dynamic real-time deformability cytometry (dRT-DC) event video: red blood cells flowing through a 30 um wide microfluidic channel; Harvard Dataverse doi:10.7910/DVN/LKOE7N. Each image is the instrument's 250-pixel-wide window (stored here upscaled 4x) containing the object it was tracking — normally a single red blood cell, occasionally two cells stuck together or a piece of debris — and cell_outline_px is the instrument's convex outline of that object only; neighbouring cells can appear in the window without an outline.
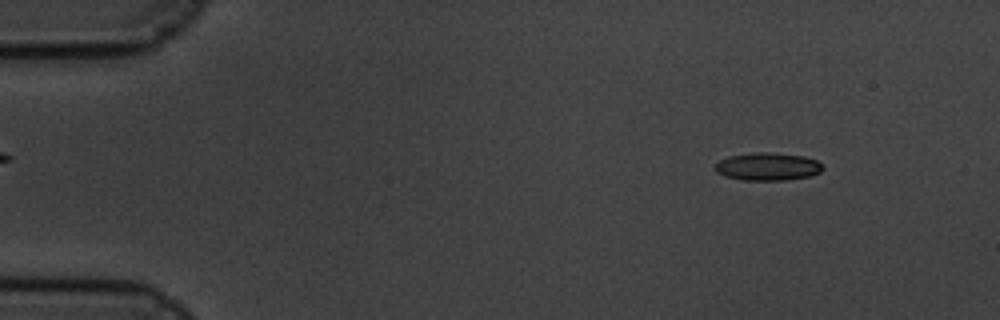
{"species": "common noctule bat (a hibernating species)", "species_latin": "Nyctalus noctula", "temperature_condition": "cold", "stored_images_in_passage": 61, "segment_of_instrument_passage": [1, 2], "camera_frame_rate_fps": 3000, "um_per_image_px": 0.085, "animal": {"sex": "male", "body_mass_g": 19.5, "forearm_length_mm": 54.6}, "frame": {"image": 1, "passage_image": 7, "time_ms": 2.0, "image_size_px": [1000, 320], "cell_outline_px": [[824, 168], [820, 172], [812, 176], [784, 180], [740, 180], [724, 176], [716, 172], [716, 164], [720, 160], [728, 156], [756, 152], [772, 152], [804, 156], [816, 160]], "centroid_in_image_um": [65.26, 14.16], "position_along_channel_um": 19.7, "area_um2": 17.51}}
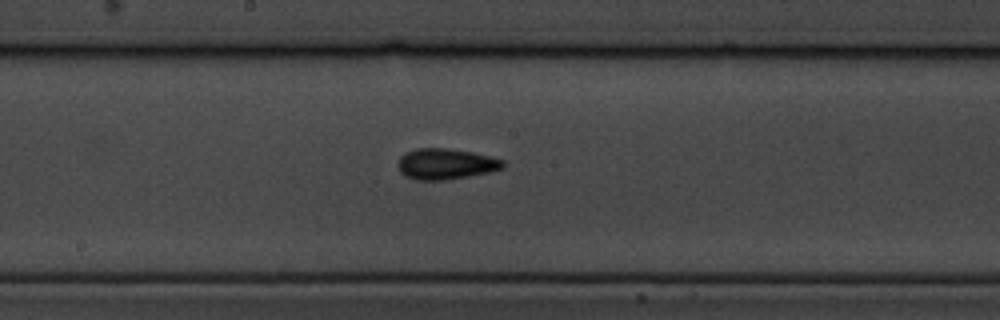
{"frame": {"image": 2, "passage_image": 32, "time_ms": 10.333, "image_size_px": [1000, 320], "cell_outline_px": [[504, 168], [488, 172], [468, 176], [444, 180], [416, 180], [404, 176], [400, 172], [396, 164], [400, 156], [404, 152], [416, 148], [448, 148], [472, 152], [504, 160]], "centroid_in_image_um": [37.83, 13.93], "position_along_channel_um": 210.4, "area_um2": 19.02}}
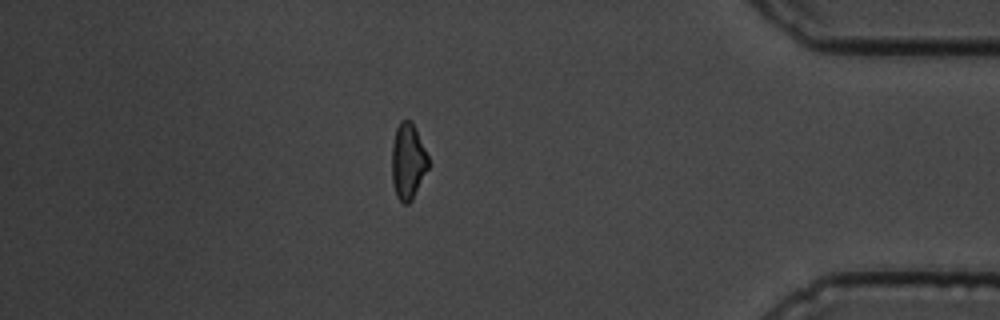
{"frame": {"image": 3, "passage_image": 52, "time_ms": 17.0, "image_size_px": [1000, 320], "cell_outline_px": [[428, 168], [412, 200], [408, 204], [404, 204], [396, 196], [392, 180], [392, 144], [396, 128], [400, 120], [408, 120], [416, 128], [428, 156]], "centroid_in_image_um": [34.66, 13.71], "position_along_channel_um": 400.5, "area_um2": 16.07}}